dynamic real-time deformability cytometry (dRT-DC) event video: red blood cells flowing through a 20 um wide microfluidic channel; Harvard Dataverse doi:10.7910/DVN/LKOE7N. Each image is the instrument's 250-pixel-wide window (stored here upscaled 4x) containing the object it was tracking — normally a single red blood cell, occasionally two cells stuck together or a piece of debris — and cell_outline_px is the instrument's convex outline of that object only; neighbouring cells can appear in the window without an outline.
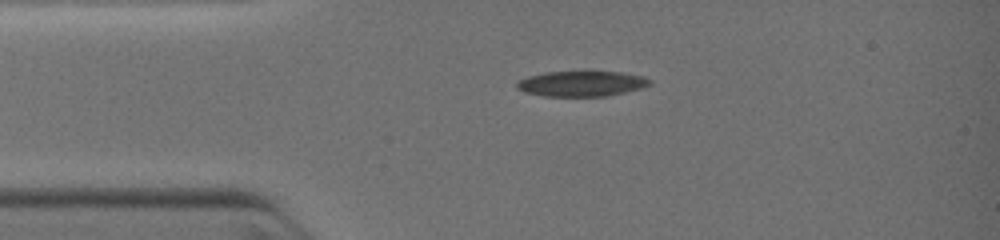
{"species": "common noctule bat (a hibernating species)", "species_latin": "Nyctalus noctula", "temperature_condition": "warm", "stored_images_in_passage": 15, "camera_frame_rate_fps": 3000, "um_per_image_px": 0.085, "animal": {"sex": "female", "body_mass_g": 19.0, "forearm_length_mm": 51.5}, "frame": {"image": 1, "passage_image": 6, "time_ms": 2.0, "image_size_px": [1000, 240], "cell_outline_px": [[652, 84], [644, 88], [608, 96], [544, 96], [524, 92], [516, 88], [516, 80], [528, 76], [544, 72], [620, 72], [644, 76], [652, 80]], "centroid_in_image_um": [49.45, 7.11], "position_along_channel_um": 35.6, "area_um2": 19.88}}
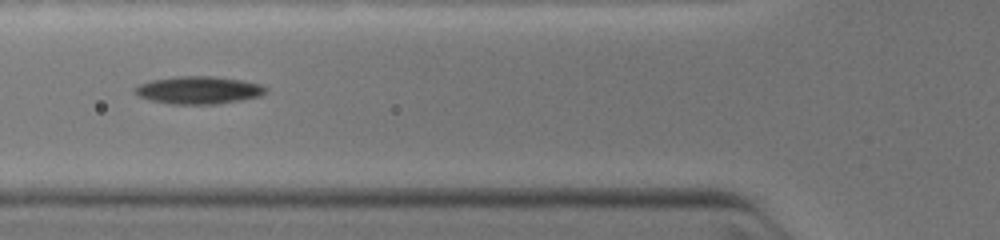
{"frame": {"image": 2, "passage_image": 11, "time_ms": 4.0, "image_size_px": [1000, 240], "cell_outline_px": [[268, 92], [260, 96], [240, 100], [216, 104], [172, 104], [148, 100], [136, 96], [132, 92], [132, 88], [140, 84], [152, 80], [176, 76], [216, 76], [240, 80], [260, 84], [268, 88]], "centroid_in_image_um": [16.84, 7.66], "position_along_channel_um": 109.0, "area_um2": 21.33}}
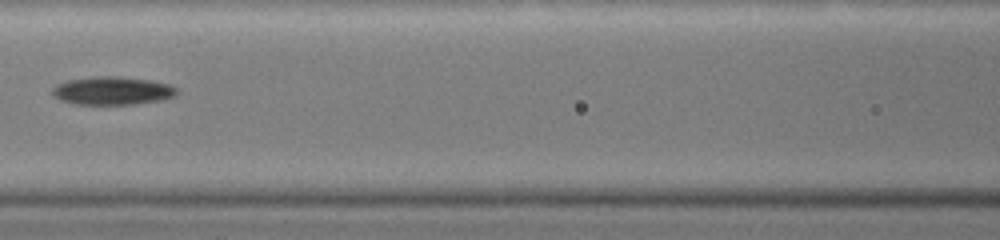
{"frame": {"image": 3, "passage_image": 14, "time_ms": 5.0, "image_size_px": [1000, 240], "cell_outline_px": [[176, 96], [164, 100], [136, 104], [72, 104], [60, 100], [52, 96], [52, 88], [56, 84], [68, 80], [96, 76], [120, 76], [148, 80], [172, 84], [176, 88]], "centroid_in_image_um": [9.55, 7.71], "position_along_channel_um": 157.0, "area_um2": 20.69}}